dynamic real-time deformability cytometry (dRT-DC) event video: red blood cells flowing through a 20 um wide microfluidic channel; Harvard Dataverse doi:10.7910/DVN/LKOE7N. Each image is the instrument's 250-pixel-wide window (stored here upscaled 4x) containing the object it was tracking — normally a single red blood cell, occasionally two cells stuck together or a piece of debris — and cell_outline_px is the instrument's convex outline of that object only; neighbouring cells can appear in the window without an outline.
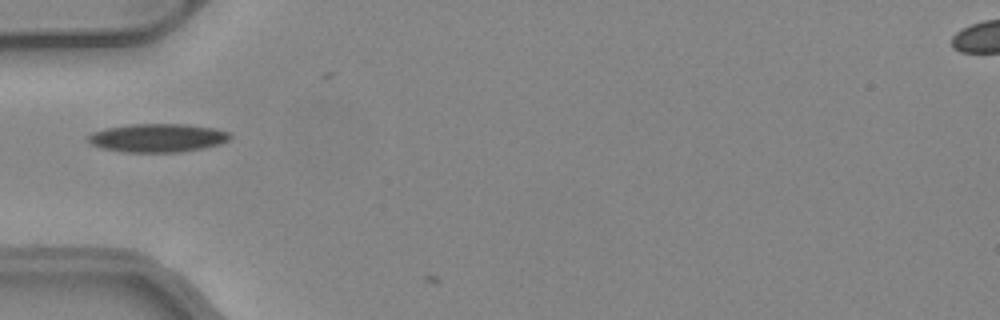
{"species": "common noctule bat (a hibernating species)", "species_latin": "Nyctalus noctula", "temperature_condition": "warm", "stored_images_in_passage": 2, "camera_frame_rate_fps": 3000, "um_per_image_px": 0.085, "animal": {"sex": "female", "body_mass_g": 24.6, "forearm_length_mm": 56.2}, "frame": {"image": 1, "passage_image": 1, "time_ms": 0.0, "image_size_px": [1000, 320], "cell_outline_px": [[232, 136], [228, 140], [220, 144], [180, 152], [124, 152], [100, 148], [92, 144], [88, 140], [88, 136], [92, 132], [104, 128], [128, 124], [184, 124], [212, 128], [228, 132]], "centroid_in_image_um": [13.35, 11.72], "position_along_channel_um": 71.7, "area_um2": 23.47}}